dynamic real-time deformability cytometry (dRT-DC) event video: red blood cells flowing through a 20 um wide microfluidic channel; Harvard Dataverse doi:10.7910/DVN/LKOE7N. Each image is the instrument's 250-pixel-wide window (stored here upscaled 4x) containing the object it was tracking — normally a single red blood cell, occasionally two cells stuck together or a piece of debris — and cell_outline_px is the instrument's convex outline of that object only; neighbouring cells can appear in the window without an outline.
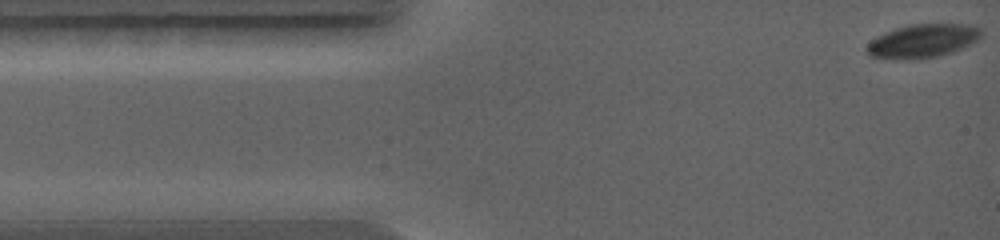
{"species": "common noctule bat (a hibernating species)", "species_latin": "Nyctalus noctula", "temperature_condition": "warm", "stored_images_in_passage": 8, "camera_frame_rate_fps": 5000, "um_per_image_px": 0.085, "animal": {"sex": "female", "body_mass_g": 19.0, "forearm_length_mm": 56.7}, "frame": {"image": 1, "passage_image": 1, "time_ms": 0.0, "image_size_px": [1000, 240], "cell_outline_px": [[980, 36], [976, 40], [952, 52], [940, 56], [908, 60], [896, 60], [868, 56], [864, 48], [876, 36], [884, 32], [908, 24], [968, 24], [980, 28]], "centroid_in_image_um": [78.34, 3.49], "position_along_channel_um": 6.7, "area_um2": 22.48}}